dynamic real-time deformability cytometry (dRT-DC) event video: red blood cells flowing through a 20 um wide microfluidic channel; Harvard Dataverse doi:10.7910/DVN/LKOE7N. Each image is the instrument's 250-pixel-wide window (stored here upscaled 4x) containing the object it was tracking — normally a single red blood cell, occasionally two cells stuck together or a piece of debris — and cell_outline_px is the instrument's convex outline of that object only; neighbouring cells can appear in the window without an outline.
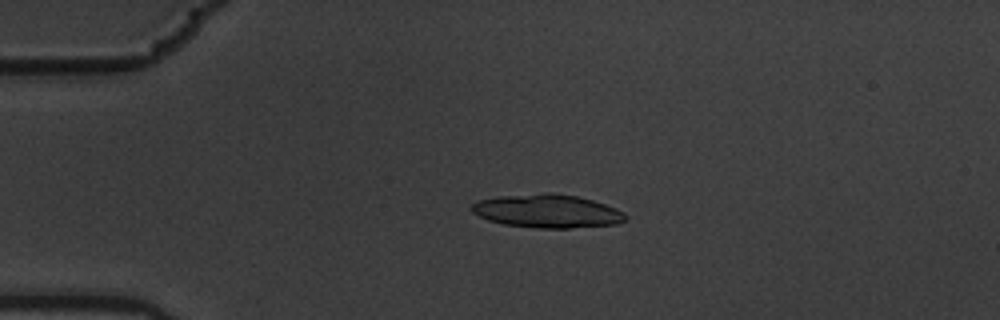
{"species": "common noctule bat (a hibernating species)", "species_latin": "Nyctalus noctula", "temperature_condition": "warm", "stored_images_in_passage": 4, "camera_frame_rate_fps": 3000, "um_per_image_px": 0.085, "animal": {"sex": "male", "body_mass_g": 19.5, "forearm_length_mm": 54.6}, "frame": {"image": 1, "passage_image": 3, "time_ms": 0.667, "image_size_px": [1000, 320], "cell_outline_px": [[628, 216], [624, 220], [616, 224], [572, 228], [536, 228], [504, 224], [488, 220], [472, 212], [468, 208], [476, 200], [500, 196], [544, 192], [552, 192], [576, 196], [592, 200], [616, 208], [624, 212]], "centroid_in_image_um": [46.49, 17.93], "position_along_channel_um": 38.5, "area_um2": 30.11}}